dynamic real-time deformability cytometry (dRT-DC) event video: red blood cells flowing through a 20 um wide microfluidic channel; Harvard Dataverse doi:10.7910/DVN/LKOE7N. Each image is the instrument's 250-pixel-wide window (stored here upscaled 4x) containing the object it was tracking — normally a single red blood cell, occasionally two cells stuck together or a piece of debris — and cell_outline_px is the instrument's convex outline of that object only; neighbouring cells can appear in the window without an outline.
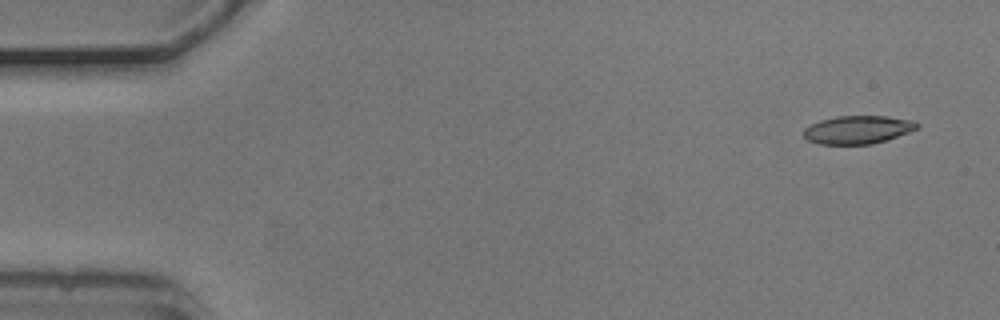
{"species": "common noctule bat (a hibernating species)", "species_latin": "Nyctalus noctula", "temperature_condition": "cold", "stored_images_in_passage": 3, "camera_frame_rate_fps": 3000, "um_per_image_px": 0.085, "animal": {"sex": "male", "body_mass_g": 20.5, "forearm_length_mm": 52.5}, "frame": {"image": 1, "passage_image": 1, "time_ms": 0.0, "image_size_px": [1000, 320], "cell_outline_px": [[920, 128], [872, 144], [816, 144], [808, 140], [804, 136], [804, 128], [820, 120], [836, 116], [888, 116], [916, 120], [920, 124]], "centroid_in_image_um": [72.94, 11.01], "position_along_channel_um": 12.1, "area_um2": 18.67}}